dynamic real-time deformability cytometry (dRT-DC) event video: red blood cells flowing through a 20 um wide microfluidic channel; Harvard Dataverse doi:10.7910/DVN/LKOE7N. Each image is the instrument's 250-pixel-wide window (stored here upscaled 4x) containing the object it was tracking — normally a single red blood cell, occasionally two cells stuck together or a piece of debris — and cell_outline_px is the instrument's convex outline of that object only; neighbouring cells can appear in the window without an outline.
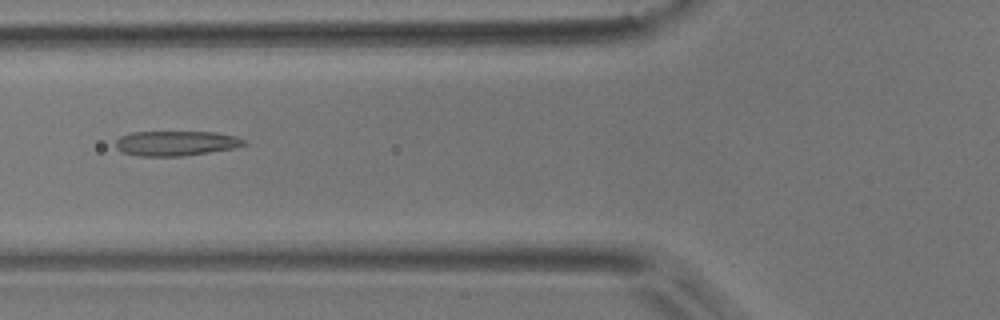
{"species": "common noctule bat (a hibernating species)", "species_latin": "Nyctalus noctula", "temperature_condition": "room temperature", "stored_images_in_passage": 7, "camera_frame_rate_fps": 3000, "um_per_image_px": 0.085, "animal": {"sex": "male", "body_mass_g": 17.9}, "frame": {"image": 1, "passage_image": 5, "time_ms": 1.333, "image_size_px": [1000, 320], "cell_outline_px": [[244, 144], [236, 148], [184, 156], [140, 156], [124, 152], [116, 148], [116, 140], [120, 136], [132, 132], [216, 132], [236, 136], [244, 140]], "centroid_in_image_um": [14.96, 12.18], "position_along_channel_um": 110.8, "area_um2": 18.55}}
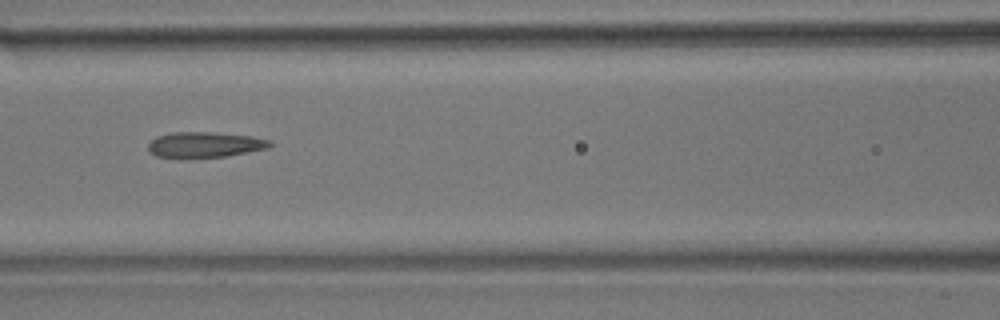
{"frame": {"image": 2, "passage_image": 6, "time_ms": 1.667, "image_size_px": [1000, 320], "cell_outline_px": [[272, 144], [268, 148], [228, 156], [180, 160], [156, 156], [148, 152], [148, 144], [156, 136], [172, 132], [212, 132], [252, 136], [272, 140]], "centroid_in_image_um": [17.36, 12.33], "position_along_channel_um": 149.2, "area_um2": 18.84}}
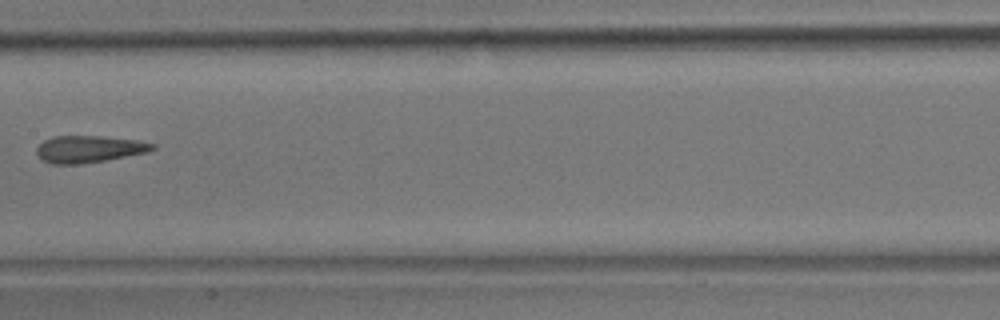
{"frame": {"image": 3, "passage_image": 7, "time_ms": 2.0, "image_size_px": [1000, 320], "cell_outline_px": [[156, 148], [148, 152], [104, 160], [80, 164], [48, 164], [36, 152], [36, 148], [44, 140], [52, 136], [104, 136], [136, 140], [156, 144]], "centroid_in_image_um": [7.56, 12.66], "position_along_channel_um": 199.8, "area_um2": 18.15}}